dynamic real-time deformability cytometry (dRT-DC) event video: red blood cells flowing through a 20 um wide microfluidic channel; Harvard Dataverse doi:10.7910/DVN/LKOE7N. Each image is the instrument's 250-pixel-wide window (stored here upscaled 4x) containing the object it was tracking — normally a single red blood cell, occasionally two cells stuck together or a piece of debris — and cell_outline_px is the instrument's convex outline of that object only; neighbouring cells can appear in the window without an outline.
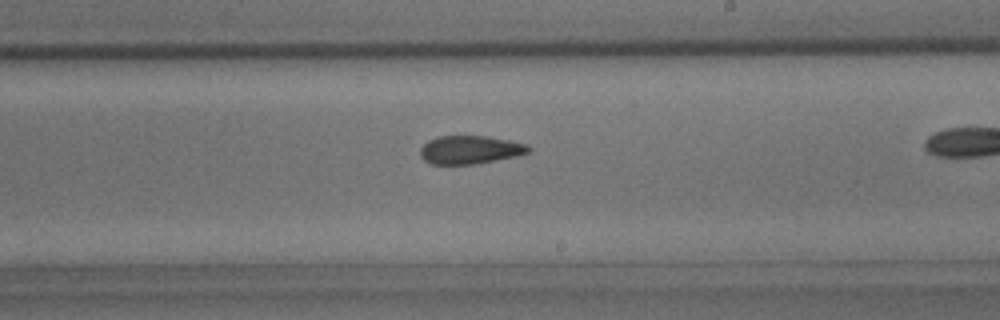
{"species": "common noctule bat (a hibernating species)", "species_latin": "Nyctalus noctula", "temperature_condition": "room temperature", "stored_images_in_passage": 28, "camera_frame_rate_fps": 3000, "um_per_image_px": 0.085, "animal": {"sex": "male", "body_mass_g": 15.6}, "frame": {"image": 1, "passage_image": 20, "time_ms": 6.333, "image_size_px": [1000, 320], "cell_outline_px": [[532, 152], [520, 156], [476, 164], [432, 164], [424, 160], [420, 156], [420, 148], [428, 140], [436, 136], [488, 136], [528, 144], [532, 148]], "centroid_in_image_um": [40.01, 12.73], "position_along_channel_um": 249.0, "area_um2": 18.21}}